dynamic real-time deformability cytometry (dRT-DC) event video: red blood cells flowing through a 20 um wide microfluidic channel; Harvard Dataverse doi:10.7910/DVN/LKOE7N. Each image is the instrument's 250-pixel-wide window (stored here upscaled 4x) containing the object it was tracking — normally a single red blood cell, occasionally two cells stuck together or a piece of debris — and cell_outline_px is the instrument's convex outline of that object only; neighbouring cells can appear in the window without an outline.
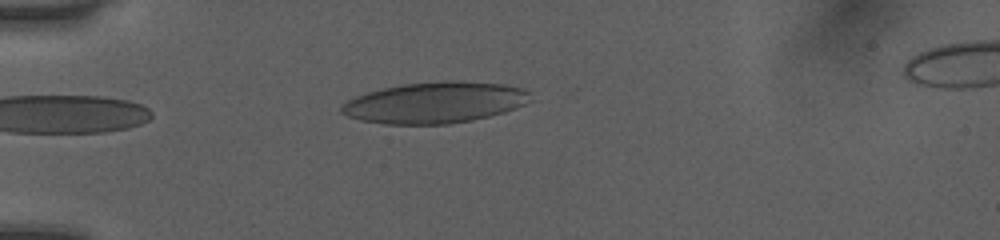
{"species": "human", "species_latin": "Homo sapiens", "temperature_condition": "room temperature", "stored_images_in_passage": 40, "camera_frame_rate_fps": 3000, "um_per_image_px": 0.085, "donor": {"sex": "female"}, "frame": {"image": 1, "passage_image": 4, "time_ms": 1.0, "image_size_px": [1000, 240], "cell_outline_px": [[532, 100], [516, 108], [504, 112], [472, 120], [448, 124], [384, 124], [360, 120], [348, 116], [340, 112], [340, 108], [348, 100], [356, 96], [368, 92], [384, 88], [404, 84], [448, 80], [460, 80], [504, 84], [520, 88], [528, 92]], "centroid_in_image_um": [36.98, 8.72], "position_along_channel_um": 48.0, "area_um2": 45.2}}
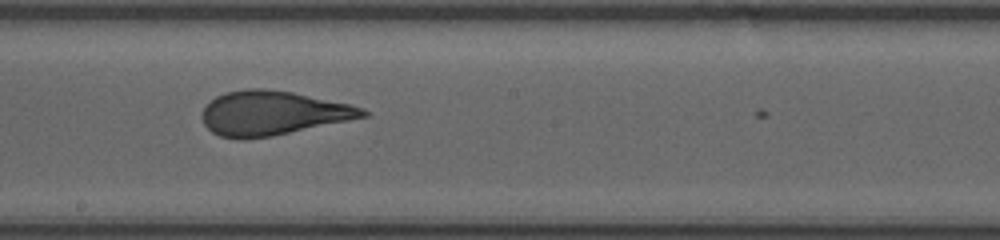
{"frame": {"image": 2, "passage_image": 19, "time_ms": 6.0, "image_size_px": [1000, 240], "cell_outline_px": [[368, 116], [272, 136], [244, 140], [240, 140], [220, 136], [212, 132], [204, 124], [200, 116], [204, 108], [216, 96], [228, 92], [248, 88], [264, 88], [292, 92], [352, 104], [364, 108], [368, 112]], "centroid_in_image_um": [23.17, 9.62], "position_along_channel_um": 225.0, "area_um2": 41.44}}
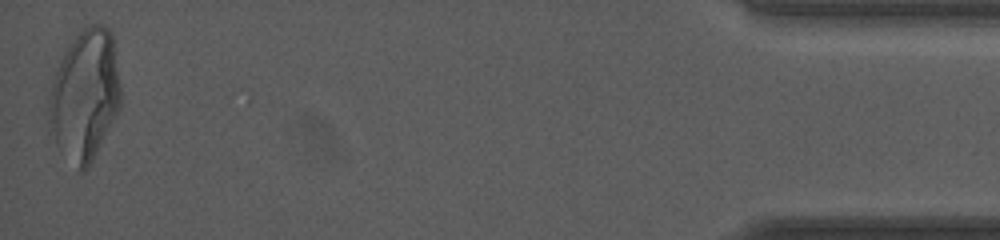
{"frame": {"image": 3, "passage_image": 40, "time_ms": 13.0, "image_size_px": [1000, 240], "cell_outline_px": [[120, 108], [88, 168], [84, 172], [80, 172], [60, 152], [48, 132], [48, 96], [56, 72], [64, 52], [80, 28], [88, 24], [104, 24], [112, 32], [120, 88]], "centroid_in_image_um": [7.18, 8.11], "position_along_channel_um": 428.0, "area_um2": 55.08}, "authors_computed_cell_mechanics": {"area_um2": 43.5812, "velocity_mm_per_s": 4.0516, "shape_relaxation_time_tau1_ms": 7.1729, "shape_relaxation_time_tau2_ms": null, "deformation_change_tau1": 0.2143, "deformation_change_tau2": null}}